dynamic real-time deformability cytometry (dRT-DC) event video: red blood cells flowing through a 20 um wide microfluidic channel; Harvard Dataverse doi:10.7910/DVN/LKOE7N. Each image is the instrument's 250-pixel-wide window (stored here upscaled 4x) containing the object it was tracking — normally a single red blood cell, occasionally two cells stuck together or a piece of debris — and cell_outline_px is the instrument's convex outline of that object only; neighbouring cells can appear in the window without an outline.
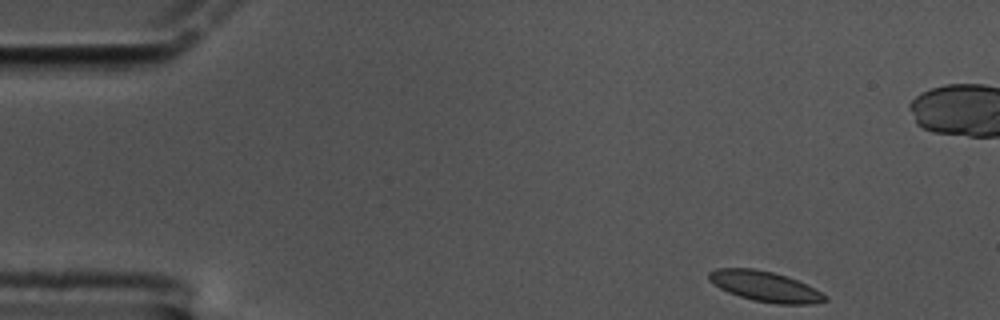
{"species": "common noctule bat (a hibernating species)", "species_latin": "Nyctalus noctula", "temperature_condition": "cold", "stored_images_in_passage": 56, "camera_frame_rate_fps": 3000, "um_per_image_px": 0.085, "animal": {"sex": "male", "body_mass_g": 17.5, "forearm_length_mm": 52.3}, "frame": {"image": 1, "passage_image": 1, "time_ms": 0.0, "image_size_px": [1000, 320], "cell_outline_px": [[828, 300], [812, 304], [776, 304], [756, 300], [740, 296], [728, 292], [720, 288], [708, 280], [708, 272], [716, 268], [752, 268], [772, 272], [796, 280], [828, 296]], "centroid_in_image_um": [65.0, 24.34], "position_along_channel_um": 20.0, "area_um2": 20.17}}
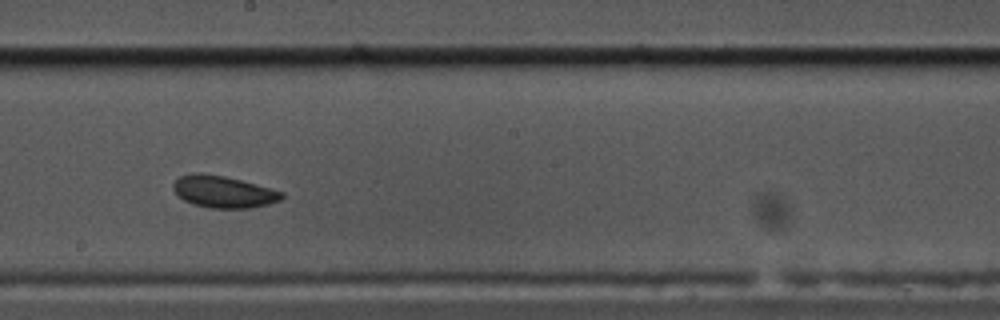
{"frame": {"image": 2, "passage_image": 28, "time_ms": 9.0, "image_size_px": [1000, 320], "cell_outline_px": [[284, 196], [280, 200], [268, 204], [252, 208], [208, 208], [192, 204], [184, 200], [172, 188], [172, 184], [180, 176], [192, 172], [204, 172], [224, 176], [256, 184], [284, 192]], "centroid_in_image_um": [18.97, 16.29], "position_along_channel_um": 229.2, "area_um2": 20.29}}
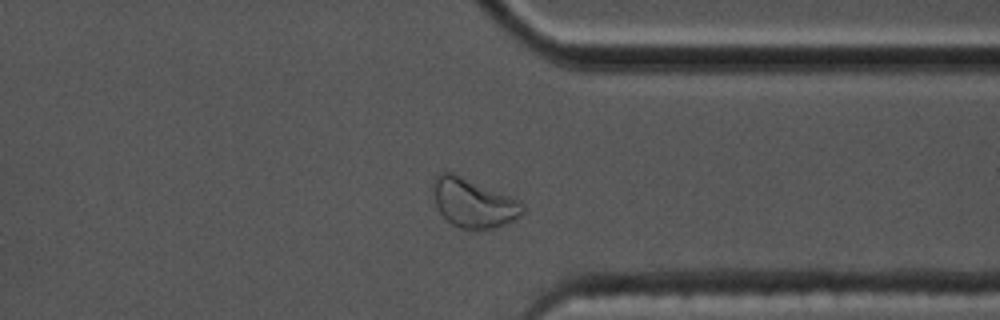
{"frame": {"image": 3, "passage_image": 41, "time_ms": 13.333, "image_size_px": [1000, 320], "cell_outline_px": [[524, 212], [520, 216], [496, 228], [460, 228], [452, 224], [440, 212], [432, 196], [432, 180], [440, 172], [452, 172], [520, 200], [524, 208]], "centroid_in_image_um": [40.21, 17.23], "position_along_channel_um": 371.2, "area_um2": 25.37}, "authors_computed_cell_mechanics": {"area_um2": 20.2011, "velocity_mm_per_s": 3.3121, "shape_relaxation_time_tau1_ms": 3.6709, "shape_relaxation_time_tau2_ms": null, "deformation_change_tau1": 0.0705, "deformation_change_tau2": null}}